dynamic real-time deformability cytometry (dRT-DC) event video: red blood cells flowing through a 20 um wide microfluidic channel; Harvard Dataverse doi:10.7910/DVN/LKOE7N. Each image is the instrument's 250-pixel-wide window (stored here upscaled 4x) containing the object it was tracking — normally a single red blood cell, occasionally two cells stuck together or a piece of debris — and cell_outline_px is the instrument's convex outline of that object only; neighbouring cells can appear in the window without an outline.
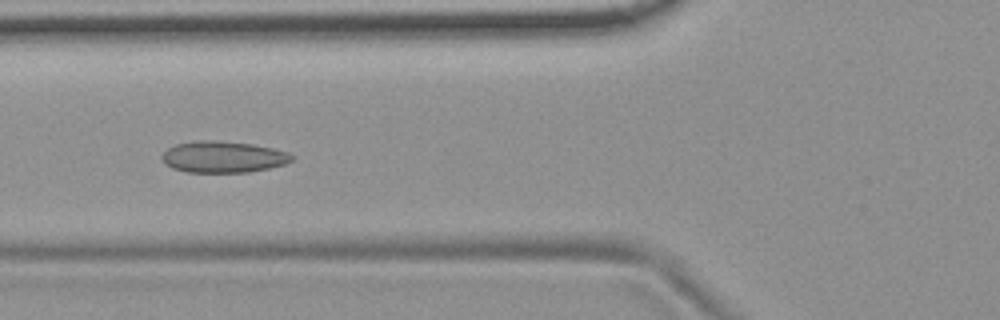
{"species": "common noctule bat (a hibernating species)", "species_latin": "Nyctalus noctula", "temperature_condition": "room temperature", "stored_images_in_passage": 10, "camera_frame_rate_fps": 3000, "um_per_image_px": 0.085, "animal": {"sex": "female", "body_mass_g": 19.9}, "frame": {"image": 1, "passage_image": 6, "time_ms": 6.0, "image_size_px": [1000, 320], "cell_outline_px": [[296, 156], [292, 160], [284, 164], [268, 168], [248, 172], [188, 172], [172, 168], [164, 164], [160, 160], [160, 156], [168, 148], [176, 144], [200, 140], [216, 140], [252, 144], [272, 148], [288, 152]], "centroid_in_image_um": [18.94, 13.33], "position_along_channel_um": 106.9, "area_um2": 23.87}}
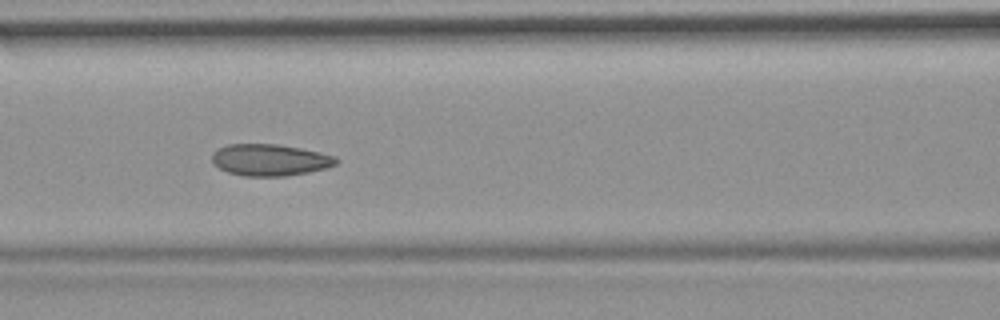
{"frame": {"image": 2, "passage_image": 7, "time_ms": 7.0, "image_size_px": [1000, 320], "cell_outline_px": [[340, 160], [336, 164], [328, 168], [308, 172], [284, 176], [244, 176], [228, 172], [212, 164], [212, 152], [228, 144], [276, 144], [300, 148], [320, 152], [336, 156]], "centroid_in_image_um": [22.96, 13.59], "position_along_channel_um": 143.6, "area_um2": 23.0}}
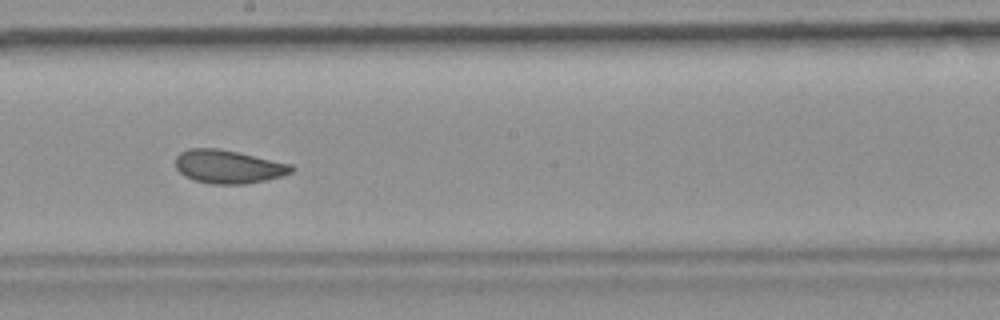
{"frame": {"image": 3, "passage_image": 9, "time_ms": 9.333, "image_size_px": [1000, 320], "cell_outline_px": [[296, 168], [292, 172], [280, 176], [264, 180], [244, 184], [212, 184], [192, 180], [184, 176], [176, 168], [176, 156], [180, 152], [188, 148], [220, 148], [292, 164]], "centroid_in_image_um": [19.39, 14.16], "position_along_channel_um": 228.8, "area_um2": 22.66}}